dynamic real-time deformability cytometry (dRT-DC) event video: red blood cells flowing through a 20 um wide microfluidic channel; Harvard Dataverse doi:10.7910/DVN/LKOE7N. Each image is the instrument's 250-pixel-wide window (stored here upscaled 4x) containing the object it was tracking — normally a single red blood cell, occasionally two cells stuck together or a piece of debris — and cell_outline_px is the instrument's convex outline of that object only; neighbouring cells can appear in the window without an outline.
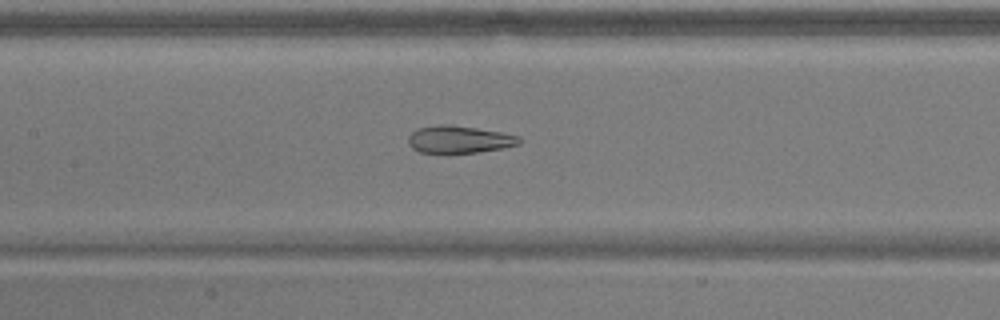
{"species": "common noctule bat (a hibernating species)", "species_latin": "Nyctalus noctula", "temperature_condition": "warm", "stored_images_in_passage": 55, "camera_frame_rate_fps": 3000, "um_per_image_px": 0.085, "animal": {"sex": "male", "body_mass_g": 17.9}, "frame": {"image": 1, "passage_image": 25, "time_ms": 8.0, "image_size_px": [1000, 320], "cell_outline_px": [[520, 144], [504, 148], [476, 152], [420, 152], [412, 148], [408, 144], [408, 136], [416, 128], [436, 124], [452, 124], [500, 132], [520, 136]], "centroid_in_image_um": [39.01, 11.83], "position_along_channel_um": 168.4, "area_um2": 17.69}}
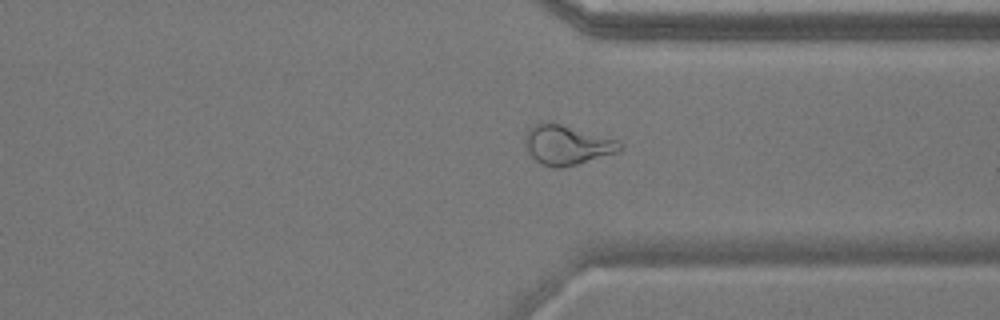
{"frame": {"image": 2, "passage_image": 41, "time_ms": 13.333, "image_size_px": [1000, 320], "cell_outline_px": [[624, 144], [616, 152], [576, 164], [560, 168], [556, 168], [540, 164], [524, 148], [524, 136], [528, 128], [532, 124], [548, 120], [620, 140]], "centroid_in_image_um": [48.13, 12.28], "position_along_channel_um": 363.3, "area_um2": 22.2}}
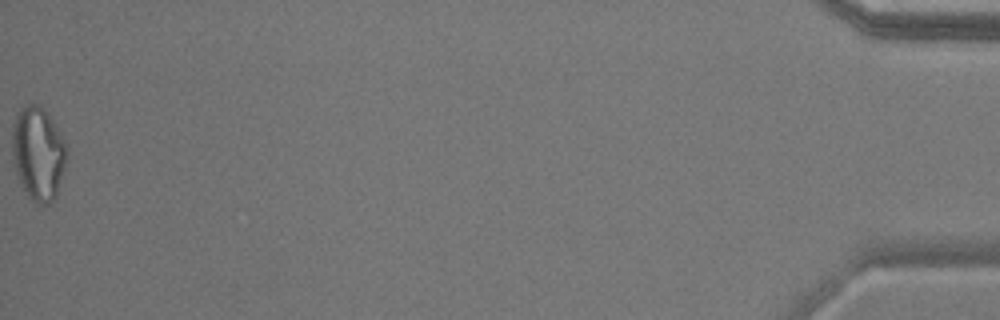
{"frame": {"image": 3, "passage_image": 55, "time_ms": 18.0, "image_size_px": [1000, 320], "cell_outline_px": [[68, 148], [64, 168], [56, 196], [48, 204], [36, 204], [28, 196], [20, 184], [16, 172], [12, 156], [12, 124], [16, 112], [20, 108], [28, 104], [40, 104], [44, 108], [68, 144]], "centroid_in_image_um": [3.23, 13.01], "position_along_channel_um": 432.0, "area_um2": 30.11}, "authors_computed_cell_mechanics": {"area_um2": 23.6402, "velocity_mm_per_s": 3.6622, "shape_relaxation_time_tau1_ms": null, "shape_relaxation_time_tau2_ms": 2.1564, "deformation_change_tau1": null, "deformation_change_tau2": 0.1009}}